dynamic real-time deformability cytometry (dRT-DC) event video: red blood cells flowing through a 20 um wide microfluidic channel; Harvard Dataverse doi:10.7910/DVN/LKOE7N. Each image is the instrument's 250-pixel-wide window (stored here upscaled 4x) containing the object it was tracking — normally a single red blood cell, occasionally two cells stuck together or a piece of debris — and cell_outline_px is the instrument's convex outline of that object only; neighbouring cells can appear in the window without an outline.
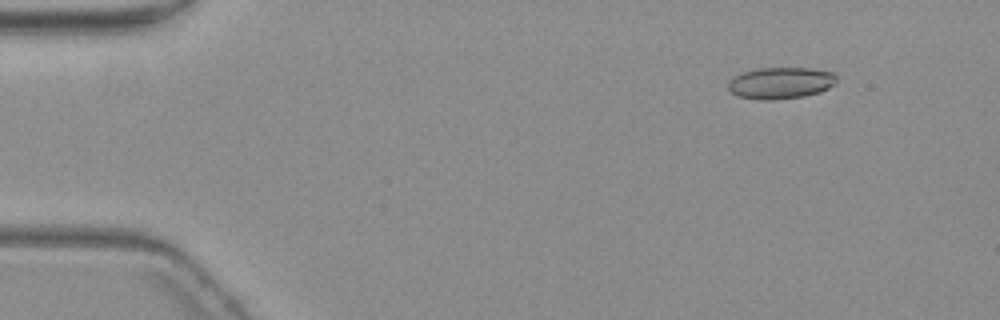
{"species": "common noctule bat (a hibernating species)", "species_latin": "Nyctalus noctula", "temperature_condition": "warm", "stored_images_in_passage": 5, "camera_frame_rate_fps": 3000, "um_per_image_px": 0.085, "animal": {"sex": "female", "body_mass_g": 19.3, "forearm_length_mm": 54.1}, "frame": {"image": 1, "passage_image": 2, "time_ms": 1.333, "image_size_px": [1000, 320], "cell_outline_px": [[836, 80], [828, 88], [820, 92], [804, 96], [772, 100], [764, 100], [740, 96], [732, 92], [728, 88], [728, 80], [744, 72], [756, 68], [812, 68], [832, 72], [836, 76]], "centroid_in_image_um": [66.36, 7.04], "position_along_channel_um": 18.6, "area_um2": 19.77}}
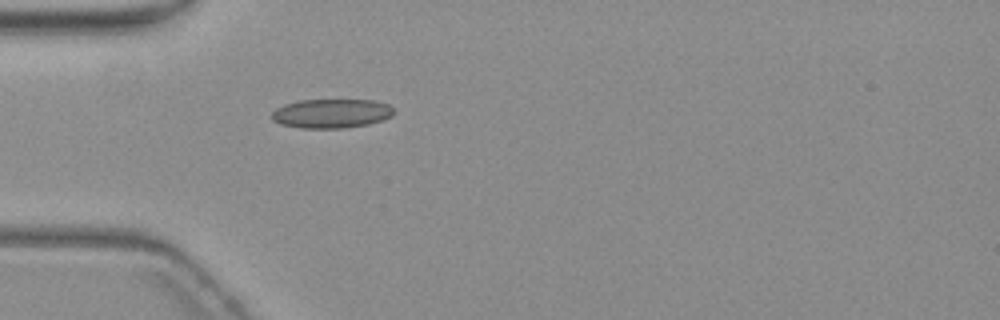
{"frame": {"image": 2, "passage_image": 5, "time_ms": 5.0, "image_size_px": [1000, 320], "cell_outline_px": [[392, 116], [368, 124], [344, 128], [300, 128], [280, 124], [272, 120], [272, 112], [276, 108], [284, 104], [300, 100], [376, 100], [388, 104], [392, 108]], "centroid_in_image_um": [28.14, 9.64], "position_along_channel_um": 56.9, "area_um2": 20.69}}